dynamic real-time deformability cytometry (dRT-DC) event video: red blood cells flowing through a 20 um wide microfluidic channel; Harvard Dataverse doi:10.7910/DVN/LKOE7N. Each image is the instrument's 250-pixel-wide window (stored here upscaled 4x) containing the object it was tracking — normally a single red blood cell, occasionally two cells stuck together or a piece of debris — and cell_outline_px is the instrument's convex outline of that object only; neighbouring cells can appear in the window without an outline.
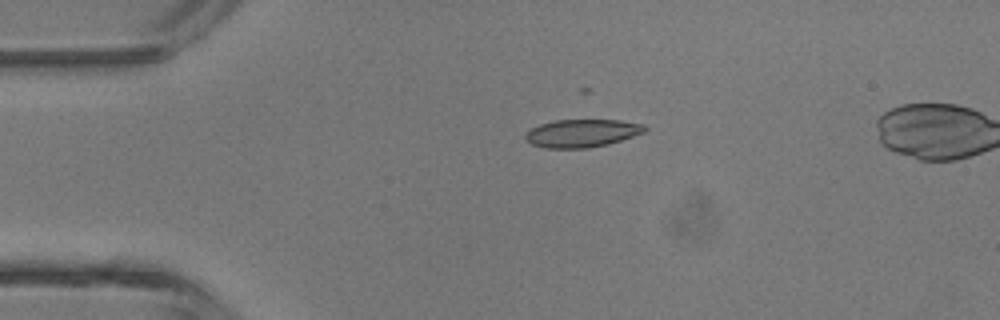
{"species": "common noctule bat (a hibernating species)", "species_latin": "Nyctalus noctula", "temperature_condition": "room temperature", "stored_images_in_passage": 5, "camera_frame_rate_fps": 3000, "um_per_image_px": 0.085, "animal": {"sex": "male", "body_mass_g": 13.3}, "frame": {"image": 1, "passage_image": 5, "time_ms": 4.667, "image_size_px": [1000, 320], "cell_outline_px": [[648, 128], [644, 132], [608, 144], [588, 148], [544, 148], [532, 144], [524, 140], [524, 136], [532, 128], [540, 124], [556, 120], [620, 120], [644, 124]], "centroid_in_image_um": [49.46, 11.32], "position_along_channel_um": 35.5, "area_um2": 19.36}}